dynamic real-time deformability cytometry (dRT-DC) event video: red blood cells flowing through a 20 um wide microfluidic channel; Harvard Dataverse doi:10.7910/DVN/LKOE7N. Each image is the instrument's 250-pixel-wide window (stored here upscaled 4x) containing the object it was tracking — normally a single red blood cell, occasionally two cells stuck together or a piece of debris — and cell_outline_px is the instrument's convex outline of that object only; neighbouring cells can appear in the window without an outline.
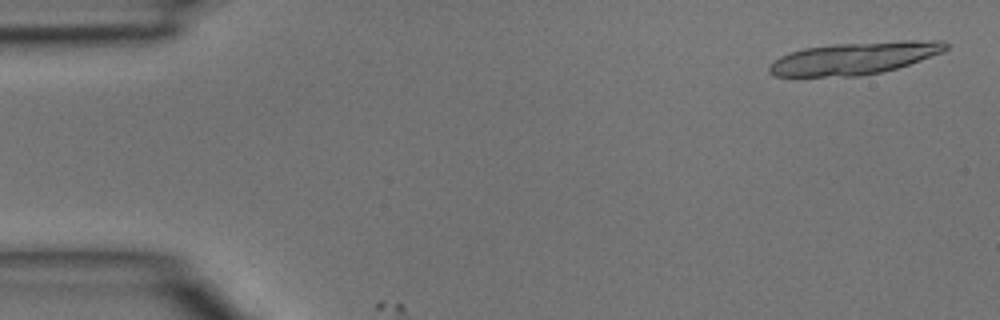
{"species": "common noctule bat (a hibernating species)", "species_latin": "Nyctalus noctula", "temperature_condition": "room temperature", "stored_images_in_passage": 10, "camera_frame_rate_fps": 3000, "um_per_image_px": 0.085, "animal": {"sex": "male", "body_mass_g": 15.6}, "frame": {"image": 1, "passage_image": 1, "time_ms": 0.0, "image_size_px": [1000, 320], "cell_outline_px": [[948, 48], [944, 52], [896, 68], [880, 72], [860, 76], [772, 76], [768, 72], [768, 68], [780, 56], [804, 48], [832, 44], [900, 40], [944, 40], [948, 44]], "centroid_in_image_um": [72.67, 4.93], "position_along_channel_um": 12.3, "area_um2": 33.23}}